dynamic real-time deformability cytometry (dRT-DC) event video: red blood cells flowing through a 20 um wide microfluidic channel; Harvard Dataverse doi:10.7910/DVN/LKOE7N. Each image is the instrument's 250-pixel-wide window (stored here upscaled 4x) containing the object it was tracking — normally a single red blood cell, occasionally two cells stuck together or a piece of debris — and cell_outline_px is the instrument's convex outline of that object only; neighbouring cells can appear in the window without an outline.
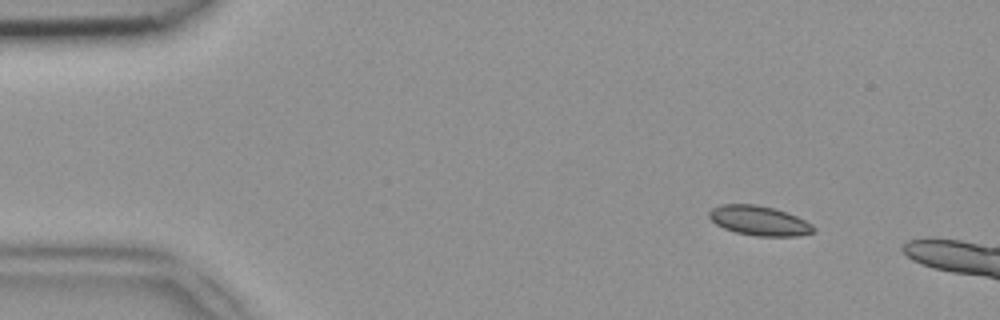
{"species": "common noctule bat (a hibernating species)", "species_latin": "Nyctalus noctula", "temperature_condition": "room temperature", "stored_images_in_passage": 13, "camera_frame_rate_fps": 3000, "um_per_image_px": 0.085, "animal": {"sex": "female", "body_mass_g": 18.4}, "frame": {"image": 1, "passage_image": 6, "time_ms": 1.667, "image_size_px": [1000, 320], "cell_outline_px": [[816, 228], [812, 232], [800, 236], [756, 236], [736, 232], [724, 228], [716, 224], [708, 216], [708, 212], [712, 208], [720, 204], [756, 204], [776, 208], [788, 212], [812, 224]], "centroid_in_image_um": [64.53, 18.74], "position_along_channel_um": 20.5, "area_um2": 18.15}}